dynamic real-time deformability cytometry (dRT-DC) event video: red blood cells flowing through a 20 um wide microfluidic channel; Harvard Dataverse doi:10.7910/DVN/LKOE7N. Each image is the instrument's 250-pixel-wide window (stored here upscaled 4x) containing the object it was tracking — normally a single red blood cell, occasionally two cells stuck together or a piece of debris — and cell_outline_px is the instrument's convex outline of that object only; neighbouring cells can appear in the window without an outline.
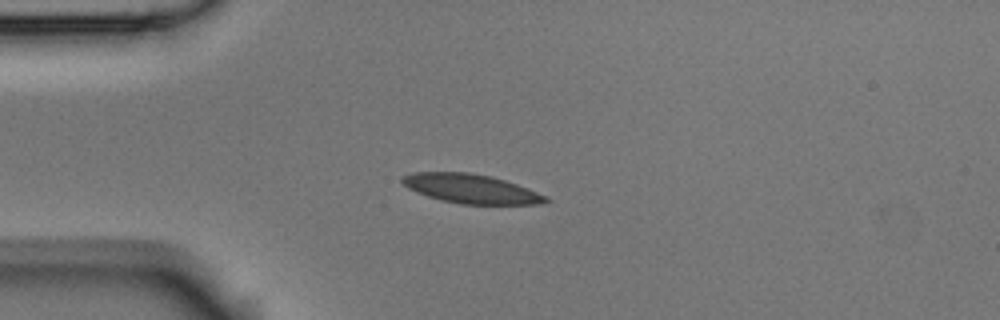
{"species": "Egyptian fruit bat (a non-hibernating species)", "species_latin": "Rousettus aegyptiacus", "temperature_condition": "room temperature", "stored_images_in_passage": 41, "camera_frame_rate_fps": 3000, "um_per_image_px": 0.085, "animal": {"sex": "male"}, "frame": {"image": 1, "passage_image": 1, "time_ms": 0.0, "image_size_px": [1000, 320], "cell_outline_px": [[552, 200], [544, 204], [460, 204], [440, 200], [416, 192], [408, 188], [400, 180], [400, 176], [412, 172], [468, 172], [492, 176], [528, 188], [548, 196]], "centroid_in_image_um": [40.05, 16.04], "position_along_channel_um": 45.0, "area_um2": 24.62}}
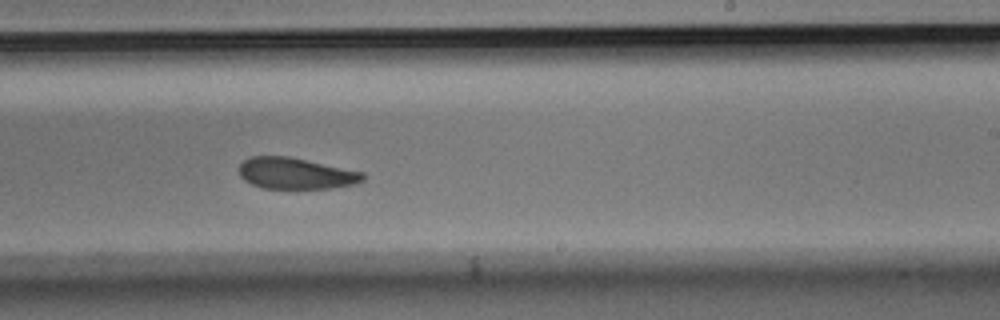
{"frame": {"image": 2, "passage_image": 20, "time_ms": 6.333, "image_size_px": [1000, 320], "cell_outline_px": [[364, 180], [356, 184], [332, 188], [264, 188], [252, 184], [244, 180], [240, 176], [240, 164], [248, 156], [288, 156], [364, 172]], "centroid_in_image_um": [25.14, 14.73], "position_along_channel_um": 263.9, "area_um2": 22.54}}
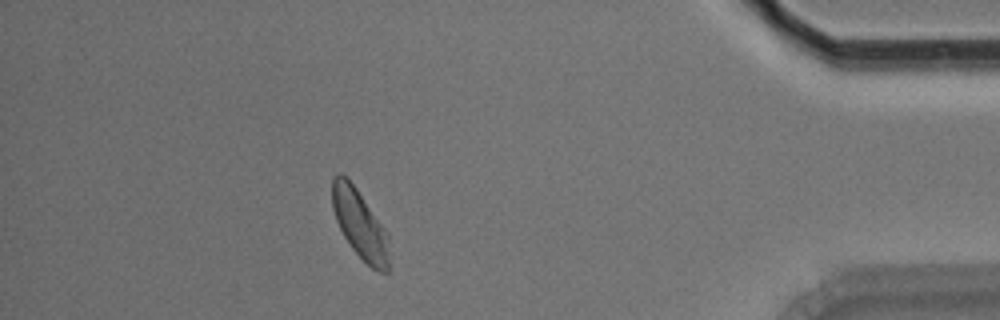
{"frame": {"image": 3, "passage_image": 35, "time_ms": 11.333, "image_size_px": [1000, 320], "cell_outline_px": [[388, 272], [380, 272], [372, 268], [352, 248], [344, 236], [336, 220], [332, 208], [332, 176], [336, 172], [340, 172], [356, 188], [388, 232]], "centroid_in_image_um": [30.57, 19.03], "position_along_channel_um": 404.6, "area_um2": 22.6}, "authors_computed_cell_mechanics": {"area_um2": 23.8714, "velocity_mm_per_s": 3.7378, "shape_relaxation_time_tau1_ms": 3.2859, "shape_relaxation_time_tau2_ms": 3.6508, "deformation_change_tau1": 0.092, "deformation_change_tau2": 0.0902}}